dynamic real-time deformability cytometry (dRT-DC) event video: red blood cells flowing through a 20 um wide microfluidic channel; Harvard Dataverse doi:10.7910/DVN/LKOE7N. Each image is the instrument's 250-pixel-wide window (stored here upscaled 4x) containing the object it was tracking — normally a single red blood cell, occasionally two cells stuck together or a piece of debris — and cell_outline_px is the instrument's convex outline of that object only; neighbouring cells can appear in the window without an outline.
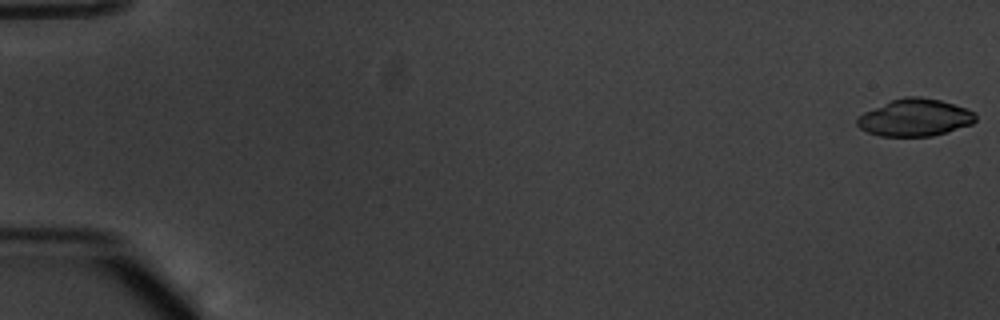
{"species": "common noctule bat (a hibernating species)", "species_latin": "Nyctalus noctula", "temperature_condition": "warm", "stored_images_in_passage": 54, "camera_frame_rate_fps": 3000, "um_per_image_px": 0.085, "animal": {"sex": "male", "body_mass_g": 20.1, "forearm_length_mm": 53.5}, "frame": {"image": 1, "passage_image": 1, "time_ms": 0.0, "image_size_px": [1000, 320], "cell_outline_px": [[976, 120], [972, 124], [948, 132], [932, 136], [880, 136], [868, 132], [860, 128], [856, 124], [856, 120], [864, 112], [892, 100], [904, 96], [920, 96], [940, 100], [976, 112]], "centroid_in_image_um": [77.78, 10.0], "position_along_channel_um": 7.2, "area_um2": 25.61}}
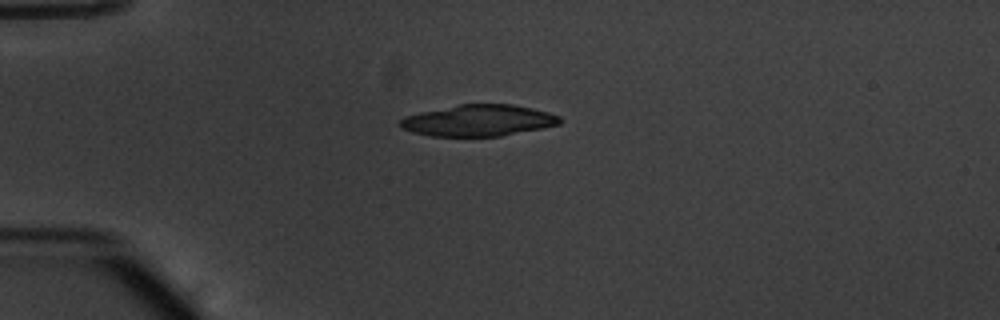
{"frame": {"image": 2, "passage_image": 15, "time_ms": 4.667, "image_size_px": [1000, 320], "cell_outline_px": [[564, 120], [560, 124], [544, 128], [500, 136], [432, 136], [412, 132], [400, 128], [400, 120], [404, 116], [420, 112], [460, 104], [512, 104], [532, 108], [548, 112], [560, 116]], "centroid_in_image_um": [40.7, 10.24], "position_along_channel_um": 44.3, "area_um2": 29.3}}